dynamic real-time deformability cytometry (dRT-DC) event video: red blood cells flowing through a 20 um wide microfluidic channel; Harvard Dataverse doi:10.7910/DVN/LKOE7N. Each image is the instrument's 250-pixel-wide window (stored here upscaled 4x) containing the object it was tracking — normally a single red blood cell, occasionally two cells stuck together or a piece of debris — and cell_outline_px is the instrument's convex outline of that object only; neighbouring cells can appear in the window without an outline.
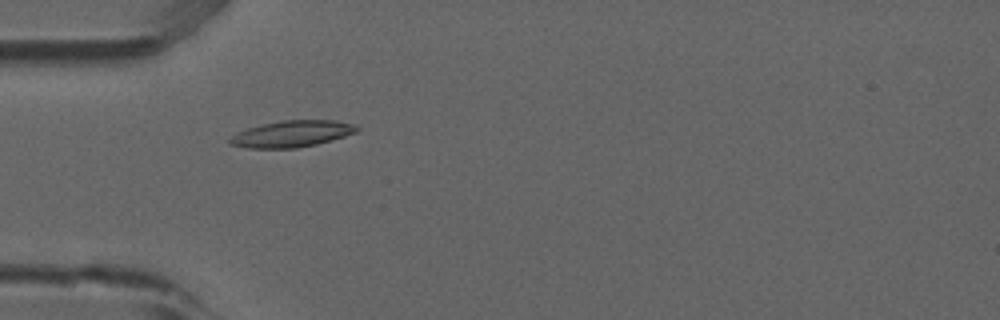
{"species": "common noctule bat (a hibernating species)", "species_latin": "Nyctalus noctula", "temperature_condition": "room temperature", "stored_images_in_passage": 8, "camera_frame_rate_fps": 3000, "um_per_image_px": 0.085, "animal": {"sex": "male", "forearm_length_mm": 52.5}, "frame": {"image": 1, "passage_image": 5, "time_ms": 1.333, "image_size_px": [1000, 320], "cell_outline_px": [[360, 128], [356, 132], [344, 136], [316, 144], [296, 148], [248, 148], [228, 144], [228, 140], [236, 132], [248, 128], [264, 124], [284, 120], [336, 120], [356, 124]], "centroid_in_image_um": [24.81, 11.37], "position_along_channel_um": 60.2, "area_um2": 19.54}}
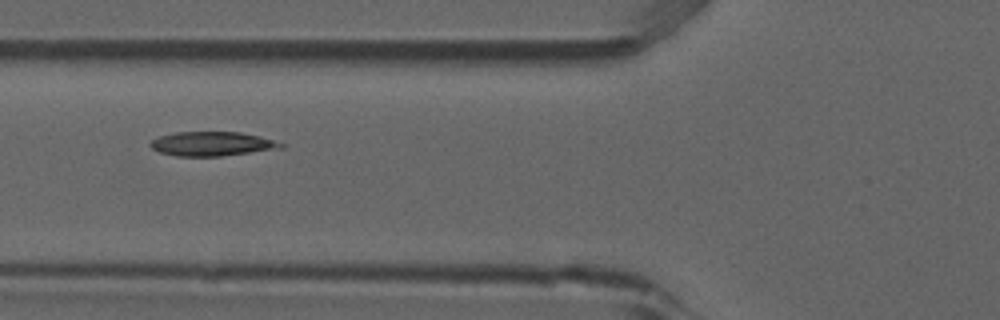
{"frame": {"image": 2, "passage_image": 6, "time_ms": 1.667, "image_size_px": [1000, 320], "cell_outline_px": [[284, 148], [220, 156], [176, 156], [160, 152], [152, 148], [148, 144], [152, 140], [160, 136], [176, 132], [240, 132], [260, 136], [284, 144]], "centroid_in_image_um": [18.02, 12.22], "position_along_channel_um": 107.8, "area_um2": 18.32}}
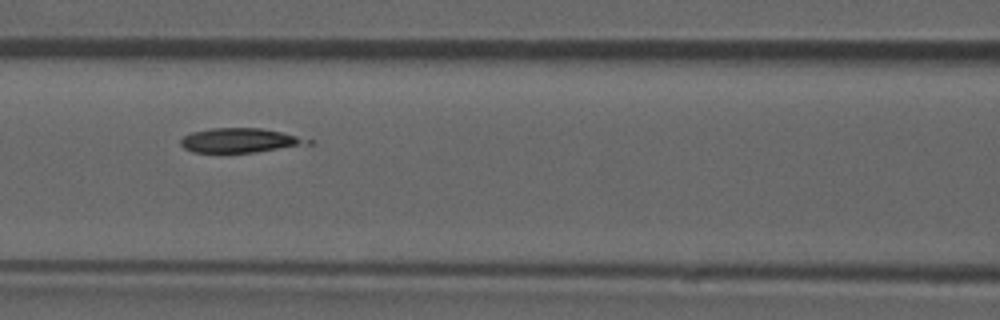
{"frame": {"image": 3, "passage_image": 7, "time_ms": 2.0, "image_size_px": [1000, 320], "cell_outline_px": [[312, 144], [256, 152], [192, 152], [184, 148], [180, 144], [180, 140], [184, 136], [192, 132], [212, 128], [260, 128], [280, 132], [312, 140]], "centroid_in_image_um": [20.38, 11.94], "position_along_channel_um": 146.2, "area_um2": 17.92}}